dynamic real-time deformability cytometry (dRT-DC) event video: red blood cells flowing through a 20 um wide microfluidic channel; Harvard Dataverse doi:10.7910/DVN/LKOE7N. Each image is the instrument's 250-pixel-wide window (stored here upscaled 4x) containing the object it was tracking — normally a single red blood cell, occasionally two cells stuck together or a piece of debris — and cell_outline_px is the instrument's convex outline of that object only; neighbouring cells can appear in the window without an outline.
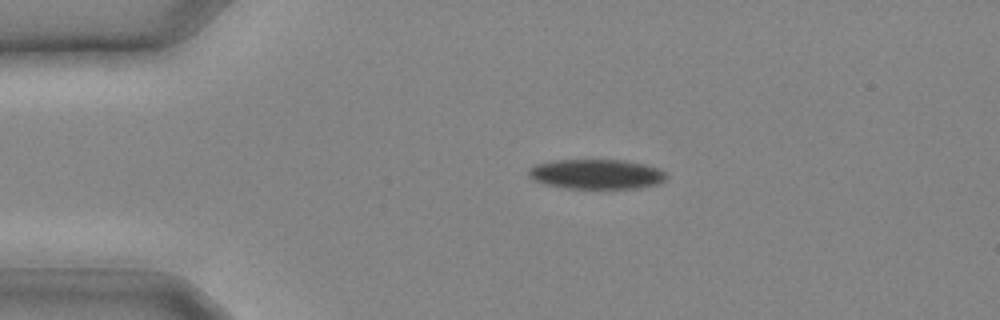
{"species": "common noctule bat (a hibernating species)", "species_latin": "Nyctalus noctula", "temperature_condition": "cold", "stored_images_in_passage": 10, "camera_frame_rate_fps": 3000, "um_per_image_px": 0.085, "animal": {"sex": "male", "body_mass_g": 20.4}, "frame": {"image": 1, "passage_image": 4, "time_ms": 1.0, "image_size_px": [1000, 320], "cell_outline_px": [[668, 176], [664, 180], [656, 184], [640, 188], [564, 188], [544, 184], [532, 180], [528, 176], [528, 168], [536, 164], [556, 160], [624, 160], [644, 164], [656, 168], [664, 172]], "centroid_in_image_um": [50.65, 14.8], "position_along_channel_um": 34.4, "area_um2": 23.93}}
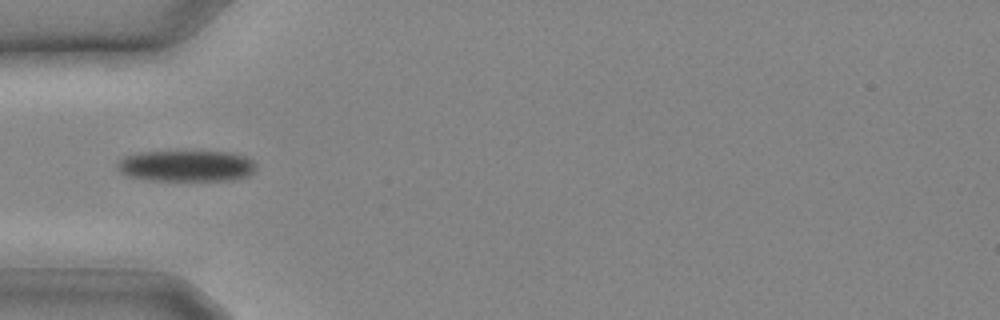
{"frame": {"image": 2, "passage_image": 7, "time_ms": 2.0, "image_size_px": [1000, 320], "cell_outline_px": [[256, 172], [248, 176], [232, 180], [152, 180], [132, 176], [120, 172], [116, 168], [116, 160], [124, 156], [136, 152], [232, 152], [244, 156], [252, 160], [256, 164]], "centroid_in_image_um": [15.85, 14.1], "position_along_channel_um": 69.2, "area_um2": 25.32}}
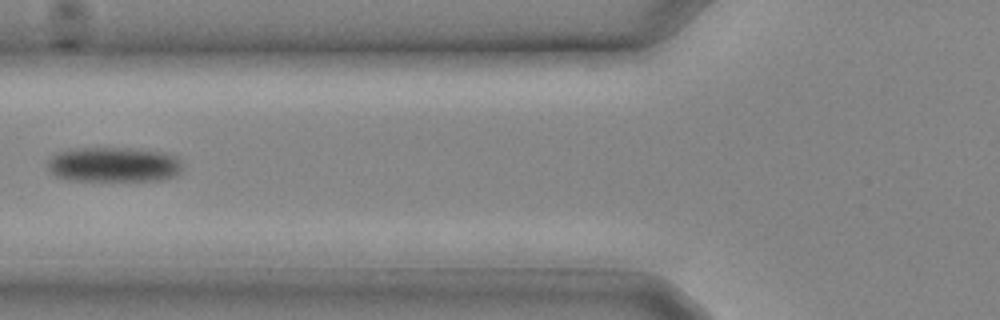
{"frame": {"image": 3, "passage_image": 9, "time_ms": 2.667, "image_size_px": [1000, 320], "cell_outline_px": [[180, 172], [176, 176], [160, 180], [72, 180], [56, 176], [48, 168], [48, 160], [52, 156], [60, 152], [80, 148], [148, 148], [164, 152], [176, 156], [180, 160]], "centroid_in_image_um": [9.72, 13.97], "position_along_channel_um": 116.1, "area_um2": 27.46}}